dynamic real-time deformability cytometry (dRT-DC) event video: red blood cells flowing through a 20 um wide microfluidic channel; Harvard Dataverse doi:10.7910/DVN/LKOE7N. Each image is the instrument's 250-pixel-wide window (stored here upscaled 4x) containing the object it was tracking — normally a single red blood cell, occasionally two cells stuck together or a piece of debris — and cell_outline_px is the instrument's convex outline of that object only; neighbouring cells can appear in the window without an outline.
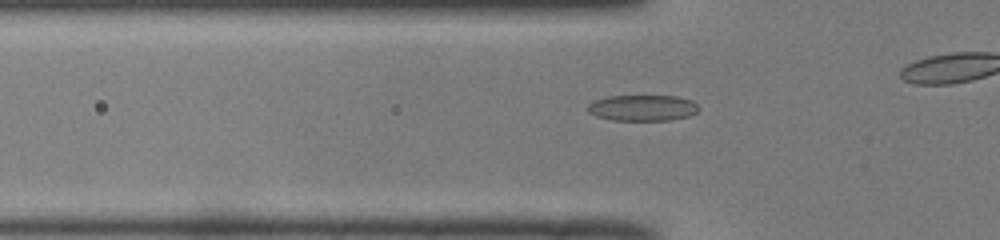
{"species": "common noctule bat (a hibernating species)", "species_latin": "Nyctalus noctula", "temperature_condition": "room temperature", "stored_images_in_passage": 38, "camera_frame_rate_fps": 3000, "um_per_image_px": 0.085, "animal": {"sex": "male", "body_mass_g": 19.0, "forearm_length_mm": 50.8}, "frame": {"image": 1, "passage_image": 14, "time_ms": 4.333, "image_size_px": [1000, 240], "cell_outline_px": [[700, 108], [696, 112], [688, 116], [672, 120], [612, 120], [596, 116], [588, 112], [588, 104], [592, 100], [608, 96], [676, 96], [692, 100]], "centroid_in_image_um": [54.6, 9.16], "position_along_channel_um": 71.2, "area_um2": 16.88}}
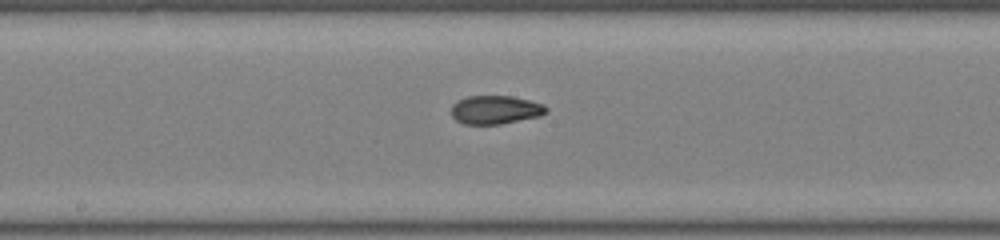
{"frame": {"image": 2, "passage_image": 24, "time_ms": 7.667, "image_size_px": [1000, 240], "cell_outline_px": [[548, 112], [540, 116], [500, 124], [464, 124], [456, 120], [452, 116], [452, 104], [456, 100], [468, 96], [512, 96], [544, 104], [548, 108]], "centroid_in_image_um": [42.11, 9.33], "position_along_channel_um": 206.1, "area_um2": 15.84}}
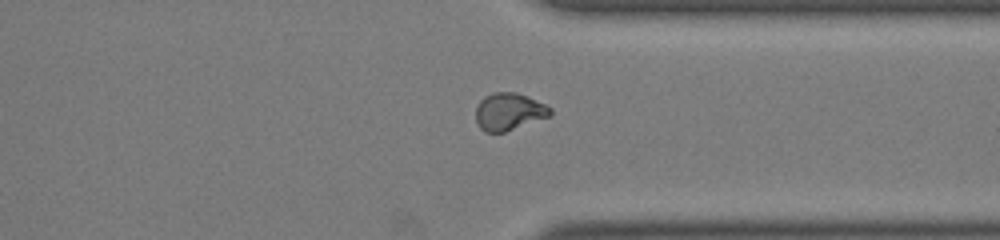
{"frame": {"image": 3, "passage_image": 36, "time_ms": 11.667, "image_size_px": [1000, 240], "cell_outline_px": [[552, 112], [548, 116], [504, 132], [484, 132], [476, 124], [476, 108], [480, 100], [484, 96], [492, 92], [516, 92], [528, 96], [552, 108]], "centroid_in_image_um": [43.22, 9.47], "position_along_channel_um": 368.2, "area_um2": 16.13}}